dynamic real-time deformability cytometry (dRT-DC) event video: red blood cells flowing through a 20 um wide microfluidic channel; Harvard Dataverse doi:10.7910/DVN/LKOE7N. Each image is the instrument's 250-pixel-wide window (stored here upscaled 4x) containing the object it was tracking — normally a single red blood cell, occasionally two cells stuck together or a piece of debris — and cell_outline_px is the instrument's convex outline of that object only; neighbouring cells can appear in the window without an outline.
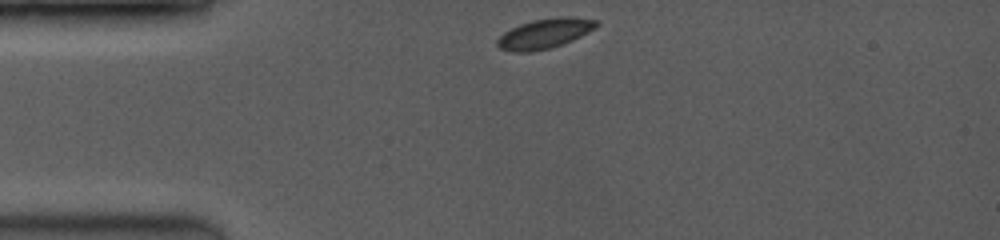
{"species": "common noctule bat (a hibernating species)", "species_latin": "Nyctalus noctula", "temperature_condition": "room temperature", "stored_images_in_passage": 38, "camera_frame_rate_fps": 3500, "um_per_image_px": 0.085, "animal": {"sex": "female", "body_mass_g": 19.0, "forearm_length_mm": 53.3}, "frame": {"image": 1, "passage_image": 1, "time_ms": 0.0, "image_size_px": [1000, 240], "cell_outline_px": [[596, 28], [572, 40], [548, 48], [532, 52], [512, 52], [500, 48], [496, 44], [496, 40], [504, 32], [520, 24], [532, 20], [556, 16], [572, 16], [596, 20]], "centroid_in_image_um": [46.27, 2.84], "position_along_channel_um": 38.7, "area_um2": 17.17}}
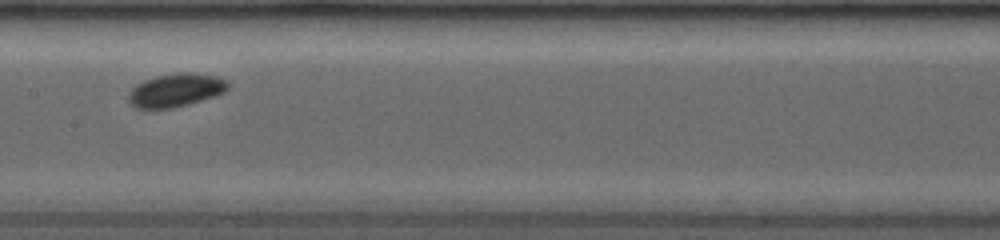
{"frame": {"image": 2, "passage_image": 17, "time_ms": 4.571, "image_size_px": [1000, 240], "cell_outline_px": [[228, 88], [224, 92], [188, 104], [172, 108], [136, 108], [128, 100], [128, 92], [136, 84], [144, 80], [156, 76], [216, 76], [228, 80]], "centroid_in_image_um": [14.87, 7.72], "position_along_channel_um": 192.5, "area_um2": 18.15}}
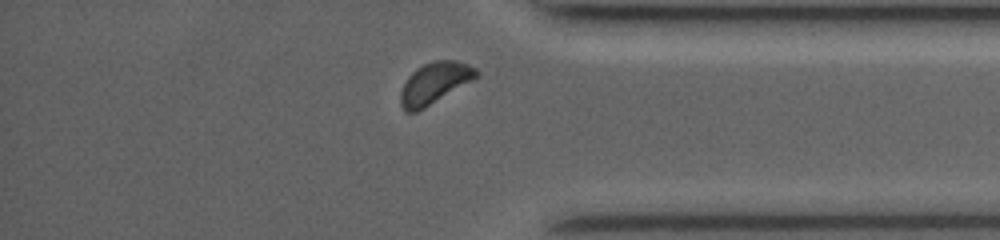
{"frame": {"image": 3, "passage_image": 35, "time_ms": 9.714, "image_size_px": [1000, 240], "cell_outline_px": [[480, 76], [424, 108], [416, 112], [404, 112], [400, 104], [400, 92], [408, 76], [416, 68], [424, 64], [436, 60], [456, 60], [468, 64], [476, 68], [480, 72]], "centroid_in_image_um": [36.95, 7.06], "position_along_channel_um": 398.3, "area_um2": 18.32}, "authors_computed_cell_mechanics": {"area_um2": 18.0336, "velocity_mm_per_s": 4.0384, "shape_relaxation_time_tau1_ms": 1.7174, "shape_relaxation_time_tau2_ms": null, "deformation_change_tau1": 0.0529, "deformation_change_tau2": null}}